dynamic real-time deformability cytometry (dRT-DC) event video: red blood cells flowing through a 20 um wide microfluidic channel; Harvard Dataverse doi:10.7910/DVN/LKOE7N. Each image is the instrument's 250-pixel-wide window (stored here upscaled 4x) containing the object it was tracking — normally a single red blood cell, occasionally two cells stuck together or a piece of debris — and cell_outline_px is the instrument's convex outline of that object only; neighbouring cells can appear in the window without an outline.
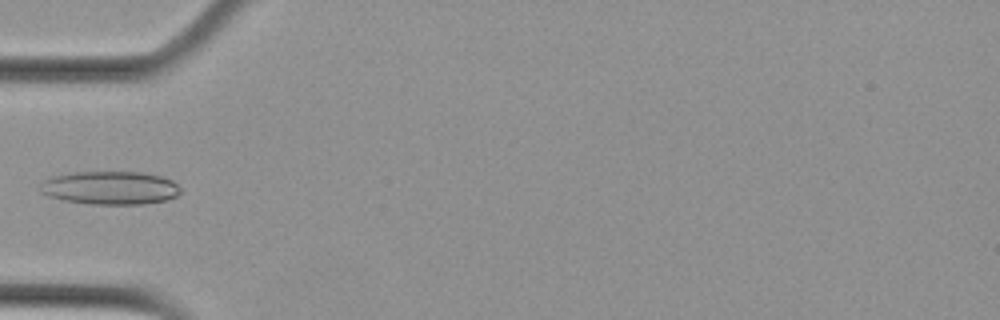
{"species": "Egyptian fruit bat (a non-hibernating species)", "species_latin": "Rousettus aegyptiacus", "temperature_condition": "cold", "stored_images_in_passage": 6, "camera_frame_rate_fps": 3000, "um_per_image_px": 0.085, "animal": {"sex": "female"}, "frame": {"image": 1, "passage_image": 5, "time_ms": 1.333, "image_size_px": [1000, 320], "cell_outline_px": [[180, 192], [176, 196], [168, 200], [144, 204], [92, 204], [64, 200], [48, 196], [40, 192], [44, 180], [52, 176], [72, 172], [144, 172], [160, 176], [172, 180], [180, 188]], "centroid_in_image_um": [9.38, 15.96], "position_along_channel_um": 75.6, "area_um2": 27.22}}